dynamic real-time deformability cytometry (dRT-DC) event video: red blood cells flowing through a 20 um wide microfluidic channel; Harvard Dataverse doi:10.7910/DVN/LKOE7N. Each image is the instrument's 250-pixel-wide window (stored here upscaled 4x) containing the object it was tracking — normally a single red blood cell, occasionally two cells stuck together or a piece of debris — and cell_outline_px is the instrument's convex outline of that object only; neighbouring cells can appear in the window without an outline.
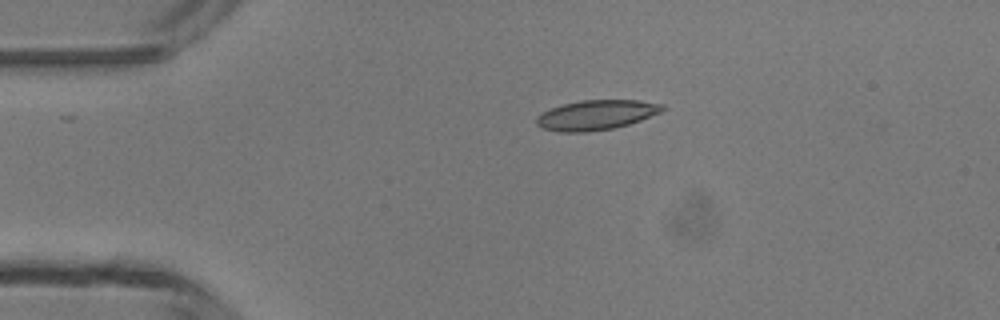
{"species": "common noctule bat (a hibernating species)", "species_latin": "Nyctalus noctula", "temperature_condition": "room temperature", "stored_images_in_passage": 4, "camera_frame_rate_fps": 3000, "um_per_image_px": 0.085, "animal": {"sex": "male", "body_mass_g": 13.3}, "frame": {"image": 1, "passage_image": 3, "time_ms": 2.333, "image_size_px": [1000, 320], "cell_outline_px": [[664, 108], [660, 112], [640, 120], [628, 124], [612, 128], [588, 132], [560, 132], [540, 128], [536, 124], [536, 116], [552, 108], [564, 104], [580, 100], [640, 100], [664, 104]], "centroid_in_image_um": [50.66, 9.77], "position_along_channel_um": 34.3, "area_um2": 21.79}}